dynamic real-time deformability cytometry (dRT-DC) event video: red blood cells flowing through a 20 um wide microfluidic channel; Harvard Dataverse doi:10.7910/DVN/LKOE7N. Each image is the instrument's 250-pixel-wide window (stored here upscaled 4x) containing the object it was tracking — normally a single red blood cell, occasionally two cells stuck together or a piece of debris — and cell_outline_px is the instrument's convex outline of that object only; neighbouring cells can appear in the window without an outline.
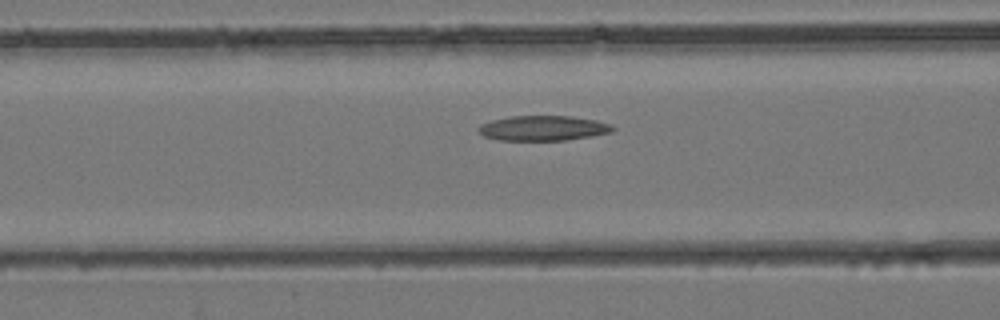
{"species": "common noctule bat (a hibernating species)", "species_latin": "Nyctalus noctula", "temperature_condition": "room temperature", "stored_images_in_passage": 21, "camera_frame_rate_fps": 3000, "um_per_image_px": 0.085, "animal": {"sex": "female", "body_mass_g": 24.6, "forearm_length_mm": 56.2}, "frame": {"image": 1, "passage_image": 5, "time_ms": 1.333, "image_size_px": [1000, 320], "cell_outline_px": [[616, 128], [612, 132], [592, 136], [564, 140], [500, 140], [484, 136], [480, 132], [480, 124], [492, 120], [508, 116], [572, 116], [596, 120], [612, 124]], "centroid_in_image_um": [46.21, 10.88], "position_along_channel_um": 120.4, "area_um2": 19.54}}
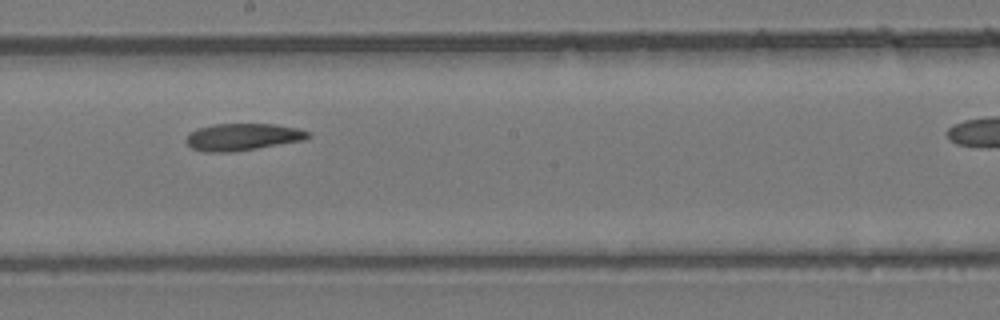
{"frame": {"image": 2, "passage_image": 11, "time_ms": 3.333, "image_size_px": [1000, 320], "cell_outline_px": [[312, 136], [304, 140], [232, 152], [204, 152], [192, 148], [184, 140], [196, 128], [212, 124], [276, 124], [296, 128], [312, 132]], "centroid_in_image_um": [20.63, 11.63], "position_along_channel_um": 227.6, "area_um2": 19.25}}
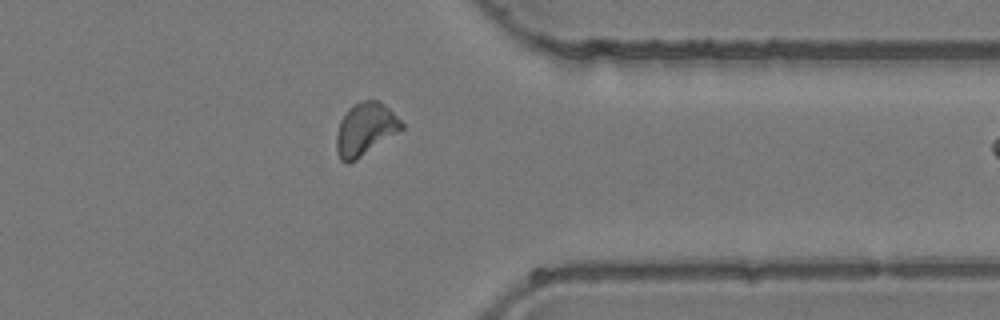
{"frame": {"image": 3, "passage_image": 20, "time_ms": 6.333, "image_size_px": [1000, 320], "cell_outline_px": [[404, 128], [356, 160], [348, 164], [344, 164], [340, 160], [336, 148], [336, 136], [340, 120], [348, 108], [352, 104], [364, 100], [380, 100], [404, 124]], "centroid_in_image_um": [31.02, 10.98], "position_along_channel_um": 380.4, "area_um2": 20.0}}